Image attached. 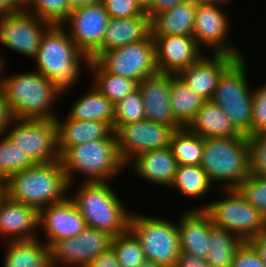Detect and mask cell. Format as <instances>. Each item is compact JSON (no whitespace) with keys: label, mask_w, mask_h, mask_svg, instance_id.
I'll return each instance as SVG.
<instances>
[{"label":"cell","mask_w":266,"mask_h":267,"mask_svg":"<svg viewBox=\"0 0 266 267\" xmlns=\"http://www.w3.org/2000/svg\"><path fill=\"white\" fill-rule=\"evenodd\" d=\"M33 60L37 65L34 70L47 77L61 97L79 83L81 66L88 67L90 61L61 25H51L46 30Z\"/></svg>","instance_id":"6da1fadb"},{"label":"cell","mask_w":266,"mask_h":267,"mask_svg":"<svg viewBox=\"0 0 266 267\" xmlns=\"http://www.w3.org/2000/svg\"><path fill=\"white\" fill-rule=\"evenodd\" d=\"M5 195L39 211L68 197L69 184L62 161L37 163L10 175L5 181Z\"/></svg>","instance_id":"7a4b0ae2"},{"label":"cell","mask_w":266,"mask_h":267,"mask_svg":"<svg viewBox=\"0 0 266 267\" xmlns=\"http://www.w3.org/2000/svg\"><path fill=\"white\" fill-rule=\"evenodd\" d=\"M60 160L70 192L73 184H76L75 180L79 178L77 175L86 177L83 180L86 183L111 182L126 168L119 157L113 130L105 138L70 147Z\"/></svg>","instance_id":"3957f363"},{"label":"cell","mask_w":266,"mask_h":267,"mask_svg":"<svg viewBox=\"0 0 266 267\" xmlns=\"http://www.w3.org/2000/svg\"><path fill=\"white\" fill-rule=\"evenodd\" d=\"M0 91L13 119L54 120L58 115L53 110L61 96L51 81L36 70L5 75Z\"/></svg>","instance_id":"277c9868"},{"label":"cell","mask_w":266,"mask_h":267,"mask_svg":"<svg viewBox=\"0 0 266 267\" xmlns=\"http://www.w3.org/2000/svg\"><path fill=\"white\" fill-rule=\"evenodd\" d=\"M68 197L74 202L88 227L105 231L112 236L130 229L133 211L128 210L111 182H82Z\"/></svg>","instance_id":"5b68a950"},{"label":"cell","mask_w":266,"mask_h":267,"mask_svg":"<svg viewBox=\"0 0 266 267\" xmlns=\"http://www.w3.org/2000/svg\"><path fill=\"white\" fill-rule=\"evenodd\" d=\"M201 168L212 184L236 188L251 174L249 138H204Z\"/></svg>","instance_id":"8992f818"},{"label":"cell","mask_w":266,"mask_h":267,"mask_svg":"<svg viewBox=\"0 0 266 267\" xmlns=\"http://www.w3.org/2000/svg\"><path fill=\"white\" fill-rule=\"evenodd\" d=\"M245 58H237L223 72L211 100L224 110L241 135L249 137L252 135L254 89L248 84Z\"/></svg>","instance_id":"52a82bcc"},{"label":"cell","mask_w":266,"mask_h":267,"mask_svg":"<svg viewBox=\"0 0 266 267\" xmlns=\"http://www.w3.org/2000/svg\"><path fill=\"white\" fill-rule=\"evenodd\" d=\"M221 190L223 198L191 209H204L214 225L232 231L243 242L266 232V218L236 188Z\"/></svg>","instance_id":"ba28073f"},{"label":"cell","mask_w":266,"mask_h":267,"mask_svg":"<svg viewBox=\"0 0 266 267\" xmlns=\"http://www.w3.org/2000/svg\"><path fill=\"white\" fill-rule=\"evenodd\" d=\"M130 230L140 240L145 259L162 267H175L180 255L177 221L132 212Z\"/></svg>","instance_id":"9c48e42d"},{"label":"cell","mask_w":266,"mask_h":267,"mask_svg":"<svg viewBox=\"0 0 266 267\" xmlns=\"http://www.w3.org/2000/svg\"><path fill=\"white\" fill-rule=\"evenodd\" d=\"M4 134L35 164L60 160L54 120L12 119Z\"/></svg>","instance_id":"30bf717a"},{"label":"cell","mask_w":266,"mask_h":267,"mask_svg":"<svg viewBox=\"0 0 266 267\" xmlns=\"http://www.w3.org/2000/svg\"><path fill=\"white\" fill-rule=\"evenodd\" d=\"M95 61L106 72L131 78L138 83L158 72L151 33L139 42L103 52Z\"/></svg>","instance_id":"8fae6325"},{"label":"cell","mask_w":266,"mask_h":267,"mask_svg":"<svg viewBox=\"0 0 266 267\" xmlns=\"http://www.w3.org/2000/svg\"><path fill=\"white\" fill-rule=\"evenodd\" d=\"M111 234L86 227L71 238L53 241L49 247L51 267H87L99 254L112 247Z\"/></svg>","instance_id":"7c38bea8"},{"label":"cell","mask_w":266,"mask_h":267,"mask_svg":"<svg viewBox=\"0 0 266 267\" xmlns=\"http://www.w3.org/2000/svg\"><path fill=\"white\" fill-rule=\"evenodd\" d=\"M222 5L198 2L195 9L193 37L200 48H211L213 54L244 57L242 51L227 39L231 22ZM229 31V32H228Z\"/></svg>","instance_id":"4fadbf2b"},{"label":"cell","mask_w":266,"mask_h":267,"mask_svg":"<svg viewBox=\"0 0 266 267\" xmlns=\"http://www.w3.org/2000/svg\"><path fill=\"white\" fill-rule=\"evenodd\" d=\"M174 129L150 120L121 125L116 131L119 157L125 165L138 154L170 146Z\"/></svg>","instance_id":"5bb4252c"},{"label":"cell","mask_w":266,"mask_h":267,"mask_svg":"<svg viewBox=\"0 0 266 267\" xmlns=\"http://www.w3.org/2000/svg\"><path fill=\"white\" fill-rule=\"evenodd\" d=\"M109 14L101 2L71 10L61 24L79 50L89 59L101 48ZM66 26V27H65Z\"/></svg>","instance_id":"9a60e30c"},{"label":"cell","mask_w":266,"mask_h":267,"mask_svg":"<svg viewBox=\"0 0 266 267\" xmlns=\"http://www.w3.org/2000/svg\"><path fill=\"white\" fill-rule=\"evenodd\" d=\"M50 26V23L26 10L0 16V44L34 59L42 36Z\"/></svg>","instance_id":"2e32d148"},{"label":"cell","mask_w":266,"mask_h":267,"mask_svg":"<svg viewBox=\"0 0 266 267\" xmlns=\"http://www.w3.org/2000/svg\"><path fill=\"white\" fill-rule=\"evenodd\" d=\"M158 72L178 75L196 63L204 52L193 36H153Z\"/></svg>","instance_id":"e0dca14e"},{"label":"cell","mask_w":266,"mask_h":267,"mask_svg":"<svg viewBox=\"0 0 266 267\" xmlns=\"http://www.w3.org/2000/svg\"><path fill=\"white\" fill-rule=\"evenodd\" d=\"M39 219L40 231L43 230L46 236L43 242L47 246L55 240L75 237L87 227L84 218L69 197L41 209Z\"/></svg>","instance_id":"ac0fdd59"},{"label":"cell","mask_w":266,"mask_h":267,"mask_svg":"<svg viewBox=\"0 0 266 267\" xmlns=\"http://www.w3.org/2000/svg\"><path fill=\"white\" fill-rule=\"evenodd\" d=\"M39 210L10 200L6 195L0 201V236L4 241H22L39 238Z\"/></svg>","instance_id":"d6986e66"},{"label":"cell","mask_w":266,"mask_h":267,"mask_svg":"<svg viewBox=\"0 0 266 267\" xmlns=\"http://www.w3.org/2000/svg\"><path fill=\"white\" fill-rule=\"evenodd\" d=\"M138 88L142 93L146 120L169 125L174 130L182 128L172 115L171 74L157 72L139 82Z\"/></svg>","instance_id":"ffe728a7"},{"label":"cell","mask_w":266,"mask_h":267,"mask_svg":"<svg viewBox=\"0 0 266 267\" xmlns=\"http://www.w3.org/2000/svg\"><path fill=\"white\" fill-rule=\"evenodd\" d=\"M205 54L177 76L206 101L214 96L223 72L237 59L228 54Z\"/></svg>","instance_id":"44dd1931"},{"label":"cell","mask_w":266,"mask_h":267,"mask_svg":"<svg viewBox=\"0 0 266 267\" xmlns=\"http://www.w3.org/2000/svg\"><path fill=\"white\" fill-rule=\"evenodd\" d=\"M178 217L180 252L205 259L209 253V235L213 222L204 209H185Z\"/></svg>","instance_id":"7402d4cb"},{"label":"cell","mask_w":266,"mask_h":267,"mask_svg":"<svg viewBox=\"0 0 266 267\" xmlns=\"http://www.w3.org/2000/svg\"><path fill=\"white\" fill-rule=\"evenodd\" d=\"M128 166L133 167V173L140 179L155 184V186L161 185L170 188L178 168V162L169 146L140 153L126 165V167Z\"/></svg>","instance_id":"603a6c76"},{"label":"cell","mask_w":266,"mask_h":267,"mask_svg":"<svg viewBox=\"0 0 266 267\" xmlns=\"http://www.w3.org/2000/svg\"><path fill=\"white\" fill-rule=\"evenodd\" d=\"M57 116L56 124L57 149L60 157L72 146L105 138L112 129L104 122L96 120H76L67 115Z\"/></svg>","instance_id":"cb8c5ba5"},{"label":"cell","mask_w":266,"mask_h":267,"mask_svg":"<svg viewBox=\"0 0 266 267\" xmlns=\"http://www.w3.org/2000/svg\"><path fill=\"white\" fill-rule=\"evenodd\" d=\"M151 33L148 16H133L129 18H110L105 29L101 48L90 58L96 60L103 52L113 48L139 42Z\"/></svg>","instance_id":"d4e9b609"},{"label":"cell","mask_w":266,"mask_h":267,"mask_svg":"<svg viewBox=\"0 0 266 267\" xmlns=\"http://www.w3.org/2000/svg\"><path fill=\"white\" fill-rule=\"evenodd\" d=\"M187 128L202 138L240 137L224 110L212 100L204 102Z\"/></svg>","instance_id":"484cf974"},{"label":"cell","mask_w":266,"mask_h":267,"mask_svg":"<svg viewBox=\"0 0 266 267\" xmlns=\"http://www.w3.org/2000/svg\"><path fill=\"white\" fill-rule=\"evenodd\" d=\"M198 0H188L172 9L158 13L151 21L152 36H193L195 9Z\"/></svg>","instance_id":"4316f807"},{"label":"cell","mask_w":266,"mask_h":267,"mask_svg":"<svg viewBox=\"0 0 266 267\" xmlns=\"http://www.w3.org/2000/svg\"><path fill=\"white\" fill-rule=\"evenodd\" d=\"M2 267H51L49 247L42 238L4 243Z\"/></svg>","instance_id":"83f0119b"},{"label":"cell","mask_w":266,"mask_h":267,"mask_svg":"<svg viewBox=\"0 0 266 267\" xmlns=\"http://www.w3.org/2000/svg\"><path fill=\"white\" fill-rule=\"evenodd\" d=\"M89 90L72 103L67 116L76 120H96L106 123L113 130L115 105L92 83Z\"/></svg>","instance_id":"f1b7e54d"},{"label":"cell","mask_w":266,"mask_h":267,"mask_svg":"<svg viewBox=\"0 0 266 267\" xmlns=\"http://www.w3.org/2000/svg\"><path fill=\"white\" fill-rule=\"evenodd\" d=\"M205 101L177 75H171L170 105L172 115L182 127L188 126Z\"/></svg>","instance_id":"f546056e"},{"label":"cell","mask_w":266,"mask_h":267,"mask_svg":"<svg viewBox=\"0 0 266 267\" xmlns=\"http://www.w3.org/2000/svg\"><path fill=\"white\" fill-rule=\"evenodd\" d=\"M87 71L92 74L90 83L114 105L138 88L136 80L108 73L95 60L90 59Z\"/></svg>","instance_id":"4dcf8cb0"},{"label":"cell","mask_w":266,"mask_h":267,"mask_svg":"<svg viewBox=\"0 0 266 267\" xmlns=\"http://www.w3.org/2000/svg\"><path fill=\"white\" fill-rule=\"evenodd\" d=\"M209 242L206 258L209 267H231L235 252L243 243L232 231L214 224L210 229Z\"/></svg>","instance_id":"1f68e13d"},{"label":"cell","mask_w":266,"mask_h":267,"mask_svg":"<svg viewBox=\"0 0 266 267\" xmlns=\"http://www.w3.org/2000/svg\"><path fill=\"white\" fill-rule=\"evenodd\" d=\"M170 148L178 165L201 166L204 138L187 127L177 129L171 136Z\"/></svg>","instance_id":"d6a6232c"},{"label":"cell","mask_w":266,"mask_h":267,"mask_svg":"<svg viewBox=\"0 0 266 267\" xmlns=\"http://www.w3.org/2000/svg\"><path fill=\"white\" fill-rule=\"evenodd\" d=\"M213 184L209 181L201 166L178 165L173 183L174 188L186 198L203 199L212 190ZM204 197V198H203Z\"/></svg>","instance_id":"836d02e7"},{"label":"cell","mask_w":266,"mask_h":267,"mask_svg":"<svg viewBox=\"0 0 266 267\" xmlns=\"http://www.w3.org/2000/svg\"><path fill=\"white\" fill-rule=\"evenodd\" d=\"M35 163L5 134L0 135V180L21 172Z\"/></svg>","instance_id":"e575fe53"},{"label":"cell","mask_w":266,"mask_h":267,"mask_svg":"<svg viewBox=\"0 0 266 267\" xmlns=\"http://www.w3.org/2000/svg\"><path fill=\"white\" fill-rule=\"evenodd\" d=\"M112 248L121 267H138L146 260L140 240L130 229L113 237Z\"/></svg>","instance_id":"d590c367"},{"label":"cell","mask_w":266,"mask_h":267,"mask_svg":"<svg viewBox=\"0 0 266 267\" xmlns=\"http://www.w3.org/2000/svg\"><path fill=\"white\" fill-rule=\"evenodd\" d=\"M145 110L142 93L139 88L128 94L124 99L115 104L113 131L121 125L145 120Z\"/></svg>","instance_id":"8d00e7d4"},{"label":"cell","mask_w":266,"mask_h":267,"mask_svg":"<svg viewBox=\"0 0 266 267\" xmlns=\"http://www.w3.org/2000/svg\"><path fill=\"white\" fill-rule=\"evenodd\" d=\"M26 11L51 25H61L71 12L68 0H27Z\"/></svg>","instance_id":"74e56055"},{"label":"cell","mask_w":266,"mask_h":267,"mask_svg":"<svg viewBox=\"0 0 266 267\" xmlns=\"http://www.w3.org/2000/svg\"><path fill=\"white\" fill-rule=\"evenodd\" d=\"M236 189L266 218V180L264 178L251 173Z\"/></svg>","instance_id":"f35d334b"},{"label":"cell","mask_w":266,"mask_h":267,"mask_svg":"<svg viewBox=\"0 0 266 267\" xmlns=\"http://www.w3.org/2000/svg\"><path fill=\"white\" fill-rule=\"evenodd\" d=\"M248 138L251 173L262 177L266 173V133L254 134Z\"/></svg>","instance_id":"ab89813d"},{"label":"cell","mask_w":266,"mask_h":267,"mask_svg":"<svg viewBox=\"0 0 266 267\" xmlns=\"http://www.w3.org/2000/svg\"><path fill=\"white\" fill-rule=\"evenodd\" d=\"M254 88L252 135L266 133V82Z\"/></svg>","instance_id":"60d3db41"},{"label":"cell","mask_w":266,"mask_h":267,"mask_svg":"<svg viewBox=\"0 0 266 267\" xmlns=\"http://www.w3.org/2000/svg\"><path fill=\"white\" fill-rule=\"evenodd\" d=\"M110 18L147 16L136 0H100Z\"/></svg>","instance_id":"b9f144b4"},{"label":"cell","mask_w":266,"mask_h":267,"mask_svg":"<svg viewBox=\"0 0 266 267\" xmlns=\"http://www.w3.org/2000/svg\"><path fill=\"white\" fill-rule=\"evenodd\" d=\"M231 267H266V264L248 242H243L235 252Z\"/></svg>","instance_id":"7bdbcfd3"},{"label":"cell","mask_w":266,"mask_h":267,"mask_svg":"<svg viewBox=\"0 0 266 267\" xmlns=\"http://www.w3.org/2000/svg\"><path fill=\"white\" fill-rule=\"evenodd\" d=\"M87 267H121L116 253L111 247L109 250L99 254L95 257Z\"/></svg>","instance_id":"ee69618b"},{"label":"cell","mask_w":266,"mask_h":267,"mask_svg":"<svg viewBox=\"0 0 266 267\" xmlns=\"http://www.w3.org/2000/svg\"><path fill=\"white\" fill-rule=\"evenodd\" d=\"M26 8L27 0H0V16L21 13Z\"/></svg>","instance_id":"f6af8a7d"},{"label":"cell","mask_w":266,"mask_h":267,"mask_svg":"<svg viewBox=\"0 0 266 267\" xmlns=\"http://www.w3.org/2000/svg\"><path fill=\"white\" fill-rule=\"evenodd\" d=\"M188 0H155L152 7L146 12L150 21L160 12L172 9L174 6L187 2Z\"/></svg>","instance_id":"bcb514c9"},{"label":"cell","mask_w":266,"mask_h":267,"mask_svg":"<svg viewBox=\"0 0 266 267\" xmlns=\"http://www.w3.org/2000/svg\"><path fill=\"white\" fill-rule=\"evenodd\" d=\"M175 267H209L205 259L189 252H180Z\"/></svg>","instance_id":"7dc6e473"},{"label":"cell","mask_w":266,"mask_h":267,"mask_svg":"<svg viewBox=\"0 0 266 267\" xmlns=\"http://www.w3.org/2000/svg\"><path fill=\"white\" fill-rule=\"evenodd\" d=\"M12 119L8 104L4 100L3 94L0 91V135L5 133V130Z\"/></svg>","instance_id":"c3c4849f"},{"label":"cell","mask_w":266,"mask_h":267,"mask_svg":"<svg viewBox=\"0 0 266 267\" xmlns=\"http://www.w3.org/2000/svg\"><path fill=\"white\" fill-rule=\"evenodd\" d=\"M248 243L255 249L262 261L266 264V232L250 239Z\"/></svg>","instance_id":"681fc988"},{"label":"cell","mask_w":266,"mask_h":267,"mask_svg":"<svg viewBox=\"0 0 266 267\" xmlns=\"http://www.w3.org/2000/svg\"><path fill=\"white\" fill-rule=\"evenodd\" d=\"M100 2V0H68L70 10L91 5Z\"/></svg>","instance_id":"f907efd6"},{"label":"cell","mask_w":266,"mask_h":267,"mask_svg":"<svg viewBox=\"0 0 266 267\" xmlns=\"http://www.w3.org/2000/svg\"><path fill=\"white\" fill-rule=\"evenodd\" d=\"M155 0H136L137 4L144 12H147L153 5Z\"/></svg>","instance_id":"816d5d0a"},{"label":"cell","mask_w":266,"mask_h":267,"mask_svg":"<svg viewBox=\"0 0 266 267\" xmlns=\"http://www.w3.org/2000/svg\"><path fill=\"white\" fill-rule=\"evenodd\" d=\"M5 61H6L5 58H3L0 55V89H1L3 81L5 79V76H4L5 74L3 72L7 69Z\"/></svg>","instance_id":"f5cc1de1"},{"label":"cell","mask_w":266,"mask_h":267,"mask_svg":"<svg viewBox=\"0 0 266 267\" xmlns=\"http://www.w3.org/2000/svg\"><path fill=\"white\" fill-rule=\"evenodd\" d=\"M198 1L208 4L222 5V6H224V4L227 5L229 4V2H231V0H198Z\"/></svg>","instance_id":"db71d44e"},{"label":"cell","mask_w":266,"mask_h":267,"mask_svg":"<svg viewBox=\"0 0 266 267\" xmlns=\"http://www.w3.org/2000/svg\"><path fill=\"white\" fill-rule=\"evenodd\" d=\"M138 267H162L160 264H157L156 262L152 260H145L140 266Z\"/></svg>","instance_id":"11a10c76"},{"label":"cell","mask_w":266,"mask_h":267,"mask_svg":"<svg viewBox=\"0 0 266 267\" xmlns=\"http://www.w3.org/2000/svg\"><path fill=\"white\" fill-rule=\"evenodd\" d=\"M5 196V185L4 181L0 180V201L4 198Z\"/></svg>","instance_id":"9f6ffc18"},{"label":"cell","mask_w":266,"mask_h":267,"mask_svg":"<svg viewBox=\"0 0 266 267\" xmlns=\"http://www.w3.org/2000/svg\"><path fill=\"white\" fill-rule=\"evenodd\" d=\"M262 178H264L266 180V173L262 176Z\"/></svg>","instance_id":"6f0895ef"}]
</instances>
